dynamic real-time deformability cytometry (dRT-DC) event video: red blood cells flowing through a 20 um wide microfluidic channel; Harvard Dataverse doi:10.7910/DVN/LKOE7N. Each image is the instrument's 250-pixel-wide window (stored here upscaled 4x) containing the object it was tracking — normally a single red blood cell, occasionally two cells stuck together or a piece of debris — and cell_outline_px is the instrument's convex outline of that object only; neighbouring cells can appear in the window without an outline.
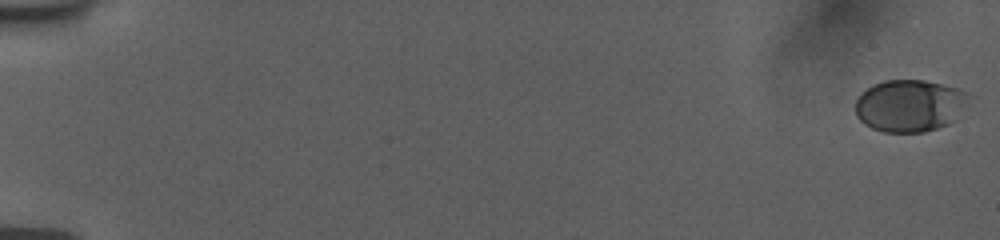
{"species": "human", "species_latin": "Homo sapiens", "temperature_condition": "room temperature", "stored_images_in_passage": 57, "camera_frame_rate_fps": 3000, "um_per_image_px": 0.085, "donor": {"sex": "female"}, "frame": {"image": 1, "passage_image": 1, "time_ms": 0.0, "image_size_px": [1000, 240], "cell_outline_px": [[972, 96], [956, 120], [948, 124], [924, 132], [884, 132], [872, 128], [864, 124], [856, 116], [856, 100], [872, 84], [884, 80], [924, 80], [956, 88], [968, 92]], "centroid_in_image_um": [77.35, 8.98], "position_along_channel_um": 7.6, "area_um2": 34.56}}
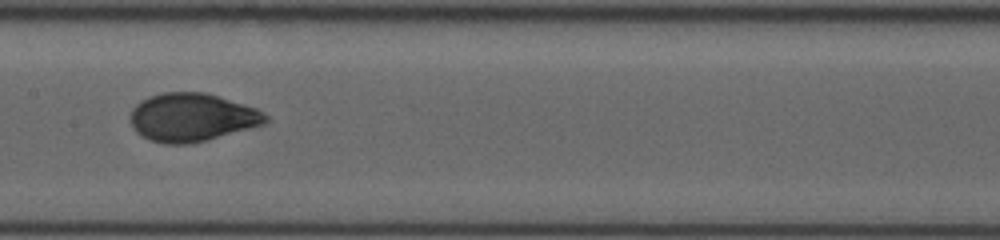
{"frame": {"image": 2, "passage_image": 31, "time_ms": 10.0, "image_size_px": [1000, 240], "cell_outline_px": [[268, 120], [264, 124], [208, 140], [188, 144], [164, 144], [152, 140], [136, 132], [132, 128], [132, 108], [140, 100], [148, 96], [164, 92], [204, 92], [256, 108], [268, 116]], "centroid_in_image_um": [16.3, 9.98], "position_along_channel_um": 191.1, "area_um2": 37.8}}
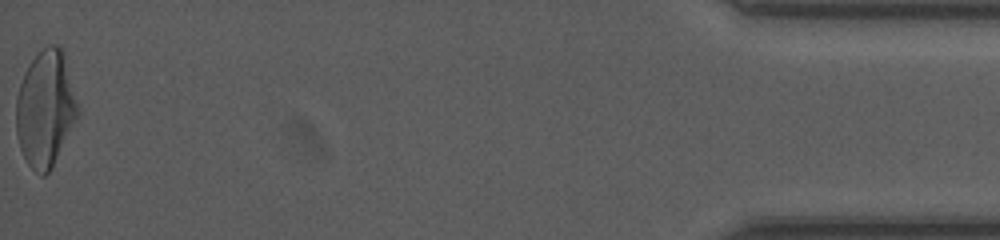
{"frame": {"image": 3, "passage_image": 57, "time_ms": 18.667, "image_size_px": [1000, 240], "cell_outline_px": [[80, 116], [52, 168], [44, 176], [40, 176], [28, 164], [20, 148], [16, 132], [16, 100], [20, 84], [24, 72], [32, 60], [48, 44], [60, 44], [64, 52], [80, 112]], "centroid_in_image_um": [3.89, 9.26], "position_along_channel_um": 431.3, "area_um2": 42.14}, "authors_computed_cell_mechanics": {"area_um2": 37.2232, "velocity_mm_per_s": 3.7599, "shape_relaxation_time_tau1_ms": 3.3595, "shape_relaxation_time_tau2_ms": null, "deformation_change_tau1": 0.1542, "deformation_change_tau2": null}}